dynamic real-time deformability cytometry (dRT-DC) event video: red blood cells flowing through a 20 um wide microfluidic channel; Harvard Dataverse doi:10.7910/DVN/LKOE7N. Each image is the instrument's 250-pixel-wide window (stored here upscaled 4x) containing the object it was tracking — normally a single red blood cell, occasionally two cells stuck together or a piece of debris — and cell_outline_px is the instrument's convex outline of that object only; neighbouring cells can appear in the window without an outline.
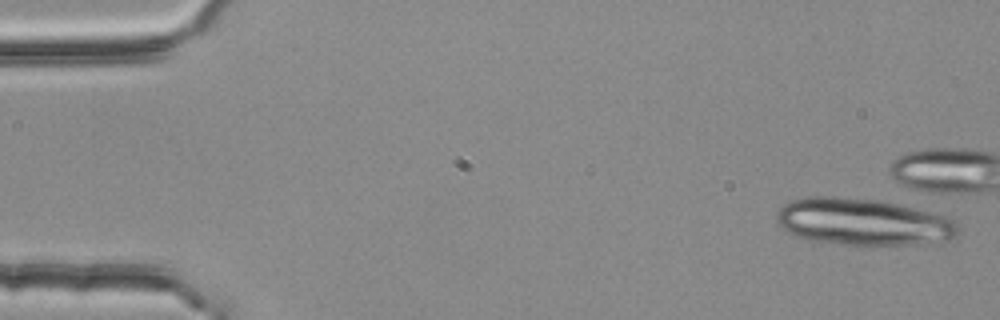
{"species": "common noctule bat (a hibernating species)", "species_latin": "Nyctalus noctula", "temperature_condition": "room temperature", "stored_images_in_passage": 4, "camera_frame_rate_fps": 3000, "um_per_image_px": 0.085, "animal": {"sex": "female", "body_mass_g": 25.1}, "frame": {"image": 1, "passage_image": 1, "time_ms": 0.0, "image_size_px": [1000, 320], "cell_outline_px": [[960, 232], [956, 236], [940, 244], [844, 244], [816, 240], [800, 236], [788, 232], [776, 220], [776, 212], [784, 204], [792, 200], [808, 196], [836, 196], [888, 200], [944, 216], [960, 224]], "centroid_in_image_um": [73.44, 18.84], "position_along_channel_um": 11.6, "area_um2": 49.88}}